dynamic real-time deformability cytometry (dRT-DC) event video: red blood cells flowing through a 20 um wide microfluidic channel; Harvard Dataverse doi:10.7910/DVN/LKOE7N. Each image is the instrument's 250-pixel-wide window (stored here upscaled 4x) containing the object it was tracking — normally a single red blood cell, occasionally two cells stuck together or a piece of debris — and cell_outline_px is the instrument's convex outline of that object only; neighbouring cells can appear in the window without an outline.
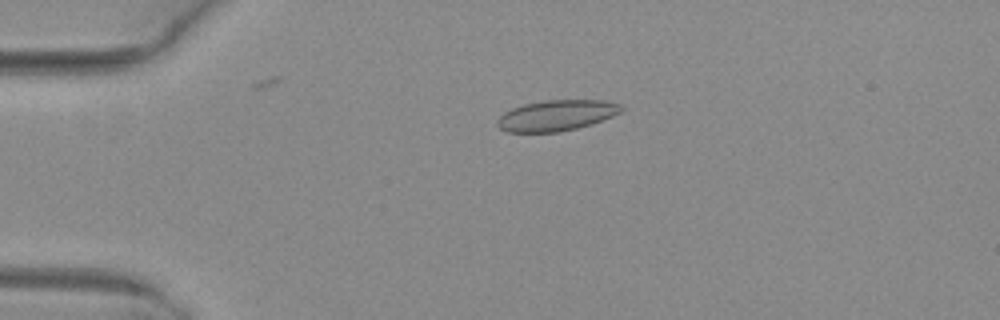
{"species": "common noctule bat (a hibernating species)", "species_latin": "Nyctalus noctula", "temperature_condition": "warm", "stored_images_in_passage": 3, "camera_frame_rate_fps": 3000, "um_per_image_px": 0.085, "animal": {"sex": "female", "body_mass_g": 29.2, "forearm_length_mm": 56.3}, "frame": {"image": 1, "passage_image": 1, "time_ms": 0.0, "image_size_px": [1000, 320], "cell_outline_px": [[624, 108], [620, 112], [612, 116], [592, 124], [560, 132], [508, 132], [500, 128], [496, 124], [496, 120], [504, 112], [512, 108], [524, 104], [544, 100], [604, 100], [620, 104]], "centroid_in_image_um": [47.29, 9.81], "position_along_channel_um": 37.7, "area_um2": 22.25}}
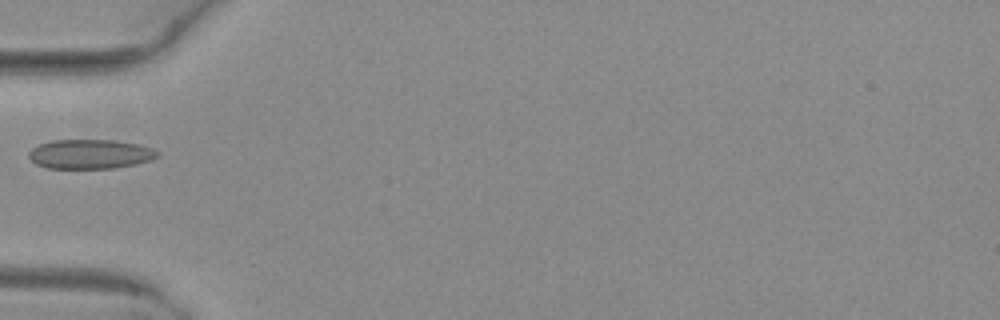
{"frame": {"image": 2, "passage_image": 2, "time_ms": 0.333, "image_size_px": [1000, 320], "cell_outline_px": [[160, 156], [152, 160], [136, 164], [112, 168], [48, 168], [36, 164], [28, 156], [28, 152], [32, 148], [40, 144], [52, 140], [112, 140], [140, 144], [152, 148], [160, 152]], "centroid_in_image_um": [7.7, 13.09], "position_along_channel_um": 77.3, "area_um2": 22.14}}
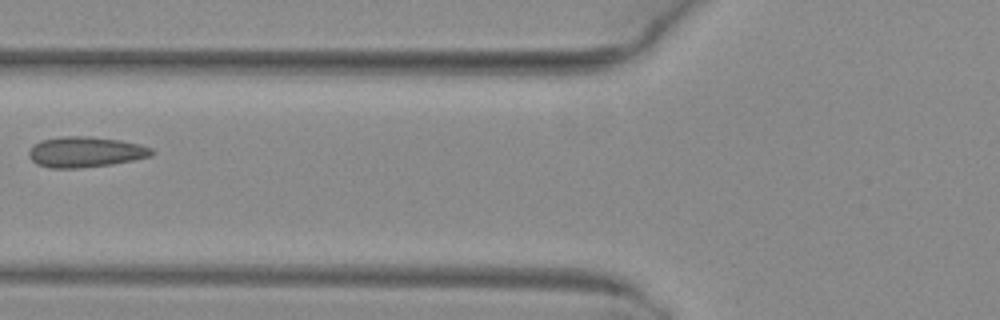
{"frame": {"image": 3, "passage_image": 3, "time_ms": 0.667, "image_size_px": [1000, 320], "cell_outline_px": [[156, 152], [152, 156], [112, 164], [80, 168], [48, 168], [36, 164], [28, 156], [28, 152], [32, 144], [40, 140], [64, 136], [92, 136], [120, 140], [152, 148]], "centroid_in_image_um": [7.22, 12.92], "position_along_channel_um": 118.6, "area_um2": 22.08}}